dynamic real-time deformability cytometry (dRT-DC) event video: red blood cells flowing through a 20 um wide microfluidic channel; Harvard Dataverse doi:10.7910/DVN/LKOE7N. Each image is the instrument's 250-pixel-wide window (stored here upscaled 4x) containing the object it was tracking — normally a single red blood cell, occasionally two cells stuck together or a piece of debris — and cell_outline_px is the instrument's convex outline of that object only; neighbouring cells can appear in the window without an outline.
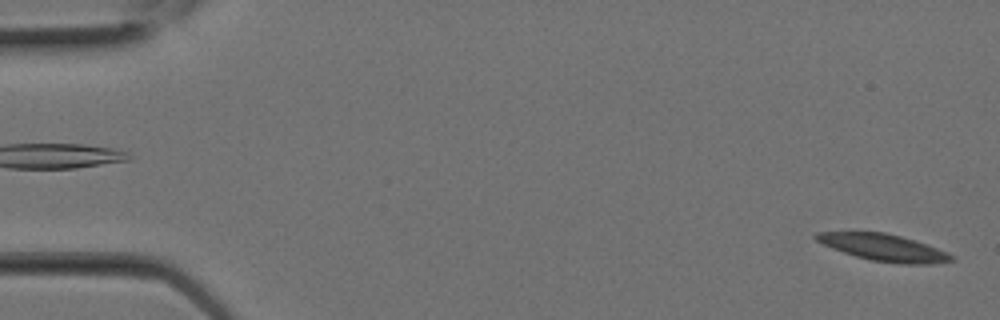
{"species": "Egyptian fruit bat (a non-hibernating species)", "species_latin": "Rousettus aegyptiacus", "temperature_condition": "room temperature", "stored_images_in_passage": 3, "camera_frame_rate_fps": 3000, "um_per_image_px": 0.085, "animal": {"sex": "female"}, "frame": {"image": 1, "passage_image": 3, "time_ms": 0.667, "image_size_px": [1000, 320], "cell_outline_px": [[956, 260], [936, 264], [900, 264], [872, 260], [856, 256], [832, 248], [816, 240], [812, 236], [816, 232], [884, 232], [900, 236], [948, 252], [956, 256]], "centroid_in_image_um": [75.15, 21.05], "position_along_channel_um": 9.9, "area_um2": 21.04}}